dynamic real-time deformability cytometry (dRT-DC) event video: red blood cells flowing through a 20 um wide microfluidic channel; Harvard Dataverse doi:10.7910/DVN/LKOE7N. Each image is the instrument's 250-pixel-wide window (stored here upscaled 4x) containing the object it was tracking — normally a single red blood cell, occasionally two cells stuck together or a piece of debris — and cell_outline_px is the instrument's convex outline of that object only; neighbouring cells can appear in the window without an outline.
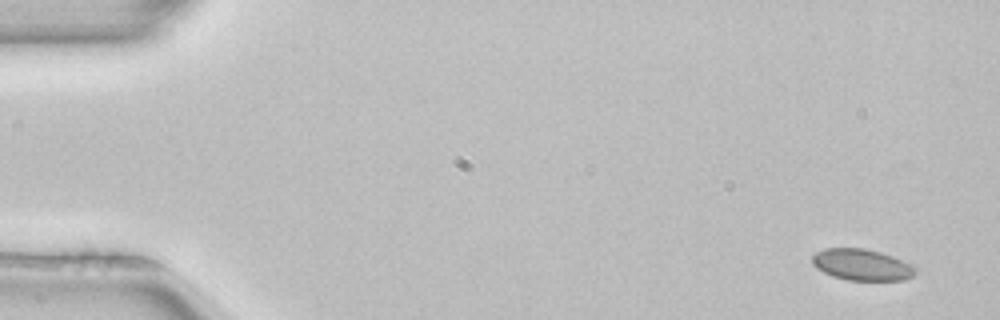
{"species": "common noctule bat (a hibernating species)", "species_latin": "Nyctalus noctula", "temperature_condition": "room temperature", "stored_images_in_passage": 4, "camera_frame_rate_fps": 3000, "um_per_image_px": 0.085, "animal": {"sex": "female", "body_mass_g": 22.7, "forearm_length_mm": 54.2}, "frame": {"image": 1, "passage_image": 1, "time_ms": 0.0, "image_size_px": [1000, 320], "cell_outline_px": [[916, 272], [912, 276], [904, 280], [848, 280], [832, 276], [816, 268], [812, 264], [812, 256], [816, 252], [824, 248], [864, 248], [880, 252], [892, 256], [916, 268]], "centroid_in_image_um": [73.21, 22.5], "position_along_channel_um": 11.8, "area_um2": 18.73}}
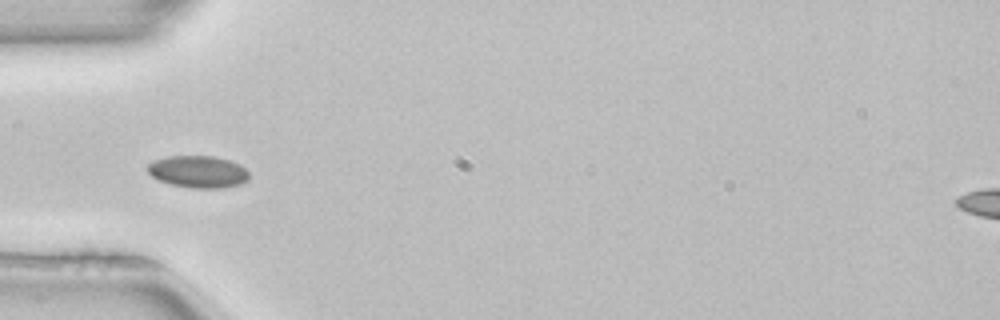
{"frame": {"image": 2, "passage_image": 4, "time_ms": 1.0, "image_size_px": [1000, 320], "cell_outline_px": [[248, 180], [240, 184], [224, 188], [192, 188], [172, 184], [160, 180], [152, 176], [144, 168], [152, 160], [164, 156], [212, 156], [228, 160], [240, 164], [248, 172]], "centroid_in_image_um": [16.81, 14.59], "position_along_channel_um": 68.2, "area_um2": 19.07}}